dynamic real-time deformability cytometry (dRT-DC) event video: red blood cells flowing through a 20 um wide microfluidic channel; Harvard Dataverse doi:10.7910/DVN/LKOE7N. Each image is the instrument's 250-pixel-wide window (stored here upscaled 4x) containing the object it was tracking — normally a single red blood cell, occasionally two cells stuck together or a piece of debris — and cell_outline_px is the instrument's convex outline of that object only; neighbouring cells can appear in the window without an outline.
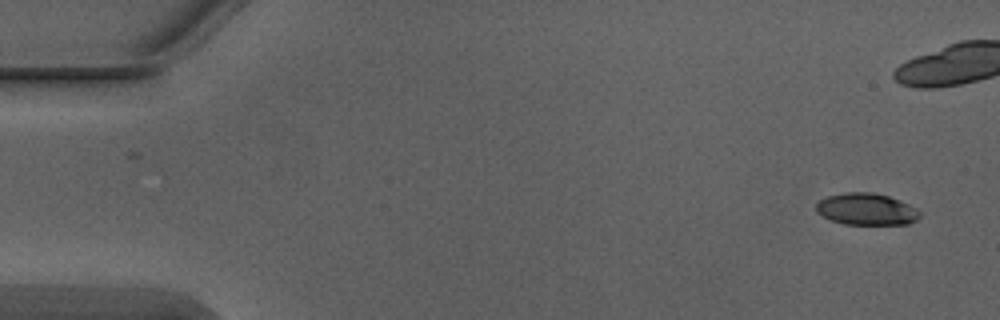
{"species": "Egyptian fruit bat (a non-hibernating species)", "species_latin": "Rousettus aegyptiacus", "temperature_condition": "warm", "stored_images_in_passage": 2, "camera_frame_rate_fps": 3000, "um_per_image_px": 0.085, "animal": {"sex": "male"}, "frame": {"image": 1, "passage_image": 2, "time_ms": 0.333, "image_size_px": [1000, 320], "cell_outline_px": [[920, 216], [916, 220], [908, 224], [844, 224], [832, 220], [816, 212], [816, 204], [820, 200], [828, 196], [844, 192], [872, 192], [888, 196], [900, 200], [916, 208], [920, 212]], "centroid_in_image_um": [73.65, 17.77], "position_along_channel_um": 11.3, "area_um2": 19.13}}